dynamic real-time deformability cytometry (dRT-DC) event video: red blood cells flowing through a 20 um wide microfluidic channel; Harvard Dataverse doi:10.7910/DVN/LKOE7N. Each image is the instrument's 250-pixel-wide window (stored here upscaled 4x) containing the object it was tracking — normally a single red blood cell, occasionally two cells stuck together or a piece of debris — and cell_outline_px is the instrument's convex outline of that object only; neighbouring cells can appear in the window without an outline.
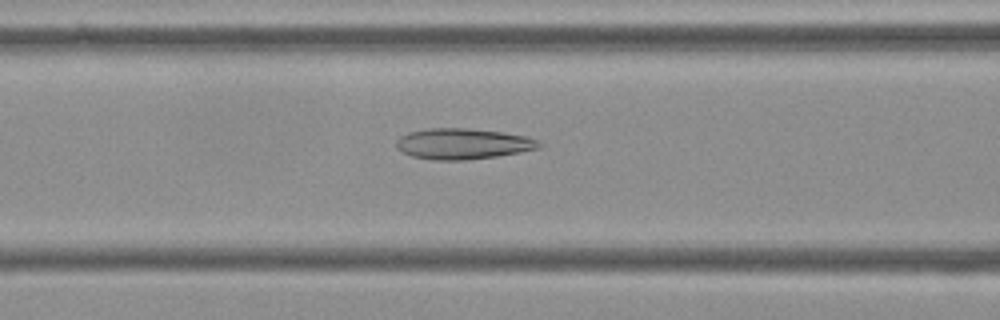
{"species": "Egyptian fruit bat (a non-hibernating species)", "species_latin": "Rousettus aegyptiacus", "temperature_condition": "cold", "stored_images_in_passage": 55, "camera_frame_rate_fps": 3000, "um_per_image_px": 0.085, "frame": {"image": 1, "passage_image": 22, "time_ms": 7.0, "image_size_px": [1000, 320], "cell_outline_px": [[544, 144], [540, 148], [520, 152], [496, 156], [464, 160], [432, 160], [412, 156], [396, 148], [396, 140], [400, 136], [408, 132], [428, 128], [468, 128], [504, 132], [524, 136], [536, 140]], "centroid_in_image_um": [39.33, 12.22], "position_along_channel_um": 127.3, "area_um2": 25.66}}
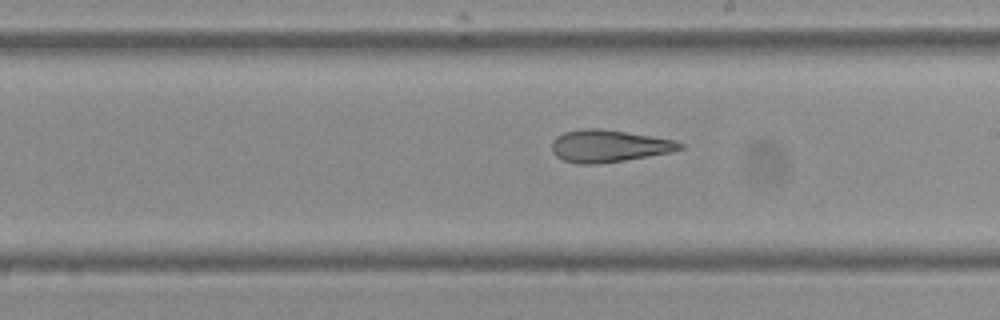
{"frame": {"image": 2, "passage_image": 31, "time_ms": 10.0, "image_size_px": [1000, 320], "cell_outline_px": [[684, 148], [672, 152], [600, 164], [576, 164], [564, 160], [556, 156], [552, 152], [552, 140], [556, 136], [564, 132], [580, 128], [600, 128], [652, 136], [676, 140], [684, 144]], "centroid_in_image_um": [51.74, 12.4], "position_along_channel_um": 237.3, "area_um2": 24.28}}
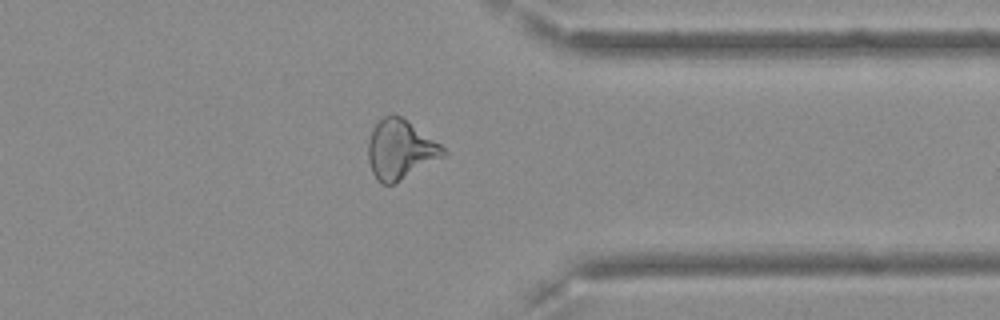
{"frame": {"image": 3, "passage_image": 43, "time_ms": 14.0, "image_size_px": [1000, 320], "cell_outline_px": [[448, 152], [444, 156], [392, 184], [380, 184], [376, 180], [372, 172], [368, 160], [368, 140], [372, 128], [384, 116], [392, 112], [408, 120], [440, 144]], "centroid_in_image_um": [33.99, 12.68], "position_along_channel_um": 377.4, "area_um2": 25.89}, "authors_computed_cell_mechanics": {"area_um2": 26.877, "velocity_mm_per_s": 3.6645, "shape_relaxation_time_tau1_ms": null, "shape_relaxation_time_tau2_ms": 2.7656, "deformation_change_tau1": null, "deformation_change_tau2": 0.1301}}